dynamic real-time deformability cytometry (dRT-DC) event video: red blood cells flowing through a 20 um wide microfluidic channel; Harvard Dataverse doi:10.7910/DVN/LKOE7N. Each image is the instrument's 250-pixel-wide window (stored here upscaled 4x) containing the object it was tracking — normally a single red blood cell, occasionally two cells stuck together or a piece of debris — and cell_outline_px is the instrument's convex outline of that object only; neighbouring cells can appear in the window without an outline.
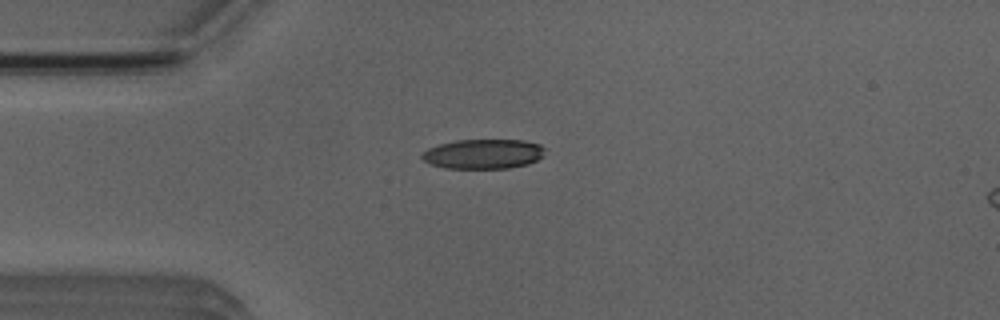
{"species": "Egyptian fruit bat (a non-hibernating species)", "species_latin": "Rousettus aegyptiacus", "temperature_condition": "room temperature", "stored_images_in_passage": 2, "camera_frame_rate_fps": 3000, "um_per_image_px": 0.085, "animal": {"sex": "male"}, "frame": {"image": 1, "passage_image": 1, "time_ms": 0.0, "image_size_px": [1000, 320], "cell_outline_px": [[544, 148], [540, 156], [536, 160], [528, 164], [508, 168], [444, 168], [432, 164], [424, 160], [420, 156], [428, 148], [440, 144], [456, 140], [524, 140], [540, 144]], "centroid_in_image_um": [41.06, 13.08], "position_along_channel_um": 43.9, "area_um2": 21.04}}